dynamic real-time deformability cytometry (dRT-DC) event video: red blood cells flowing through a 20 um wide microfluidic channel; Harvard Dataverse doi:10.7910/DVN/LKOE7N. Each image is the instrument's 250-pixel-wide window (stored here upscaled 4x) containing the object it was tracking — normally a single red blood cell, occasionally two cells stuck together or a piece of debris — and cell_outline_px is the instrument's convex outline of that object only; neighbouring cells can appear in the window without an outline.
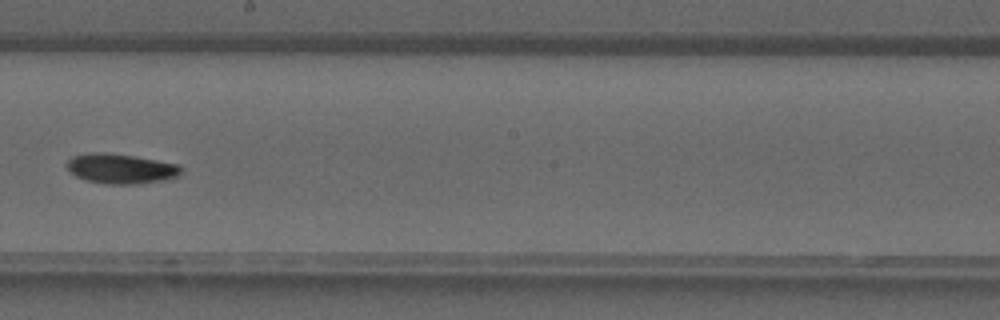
{"species": "common noctule bat (a hibernating species)", "species_latin": "Nyctalus noctula", "temperature_condition": "warm", "stored_images_in_passage": 40, "camera_frame_rate_fps": 3000, "um_per_image_px": 0.085, "animal": {"sex": "male", "forearm_length_mm": 52.5}, "frame": {"image": 1, "passage_image": 23, "time_ms": 7.333, "image_size_px": [1000, 320], "cell_outline_px": [[180, 176], [164, 180], [136, 184], [104, 184], [84, 180], [76, 176], [64, 164], [72, 156], [88, 152], [104, 152], [132, 156], [156, 160], [176, 164], [180, 168]], "centroid_in_image_um": [10.21, 14.34], "position_along_channel_um": 238.0, "area_um2": 19.88}}
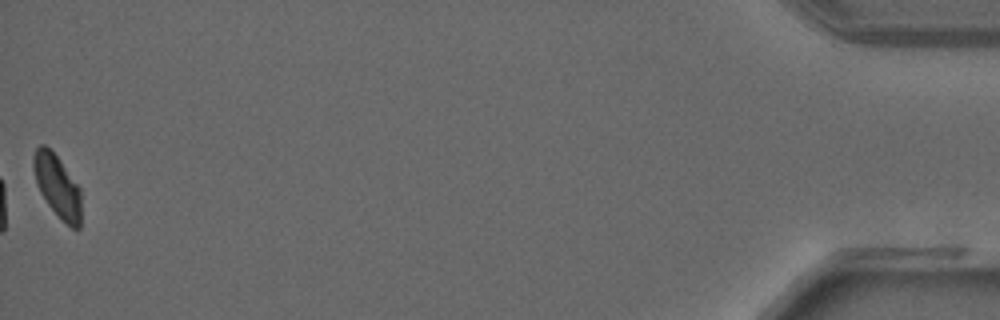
{"frame": {"image": 2, "passage_image": 40, "time_ms": 13.0, "image_size_px": [1000, 320], "cell_outline_px": [[80, 228], [72, 228], [60, 220], [48, 204], [40, 192], [36, 184], [32, 168], [32, 156], [36, 148], [40, 144], [44, 144], [60, 160], [80, 188]], "centroid_in_image_um": [4.84, 15.82], "position_along_channel_um": 430.4, "area_um2": 17.46}}